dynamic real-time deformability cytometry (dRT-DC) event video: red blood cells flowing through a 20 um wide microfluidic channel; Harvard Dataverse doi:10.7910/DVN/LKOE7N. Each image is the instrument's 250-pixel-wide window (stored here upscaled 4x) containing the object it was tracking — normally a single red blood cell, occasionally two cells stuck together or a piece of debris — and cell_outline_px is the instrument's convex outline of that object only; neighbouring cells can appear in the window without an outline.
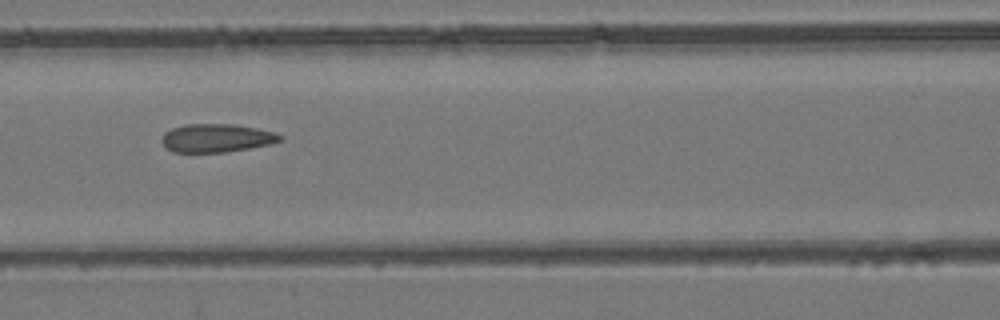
{"species": "common noctule bat (a hibernating species)", "species_latin": "Nyctalus noctula", "temperature_condition": "room temperature", "stored_images_in_passage": 9, "camera_frame_rate_fps": 3000, "um_per_image_px": 0.085, "animal": {"sex": "female", "body_mass_g": 24.6, "forearm_length_mm": 56.2}, "frame": {"image": 1, "passage_image": 7, "time_ms": 7.667, "image_size_px": [1000, 320], "cell_outline_px": [[284, 140], [268, 144], [248, 148], [224, 152], [172, 152], [160, 140], [164, 132], [172, 128], [184, 124], [236, 124], [256, 128], [272, 132], [284, 136]], "centroid_in_image_um": [18.39, 11.72], "position_along_channel_um": 148.2, "area_um2": 19.48}}
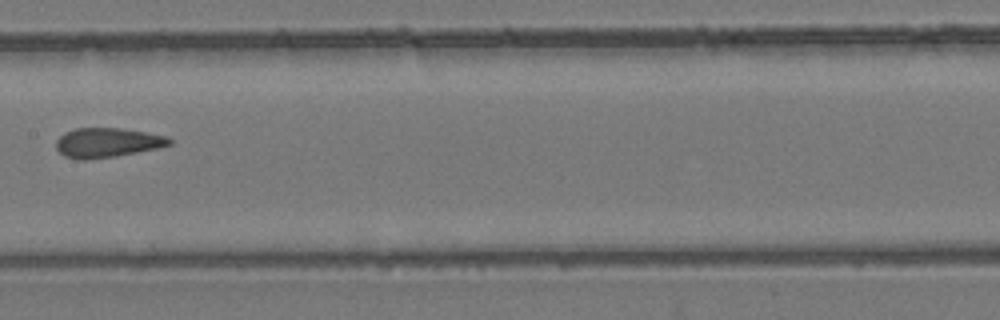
{"frame": {"image": 2, "passage_image": 8, "time_ms": 9.0, "image_size_px": [1000, 320], "cell_outline_px": [[172, 144], [156, 148], [116, 156], [84, 160], [80, 160], [64, 156], [56, 148], [56, 140], [64, 132], [76, 128], [120, 128], [168, 136], [172, 140]], "centroid_in_image_um": [9.09, 12.12], "position_along_channel_um": 198.3, "area_um2": 19.42}}
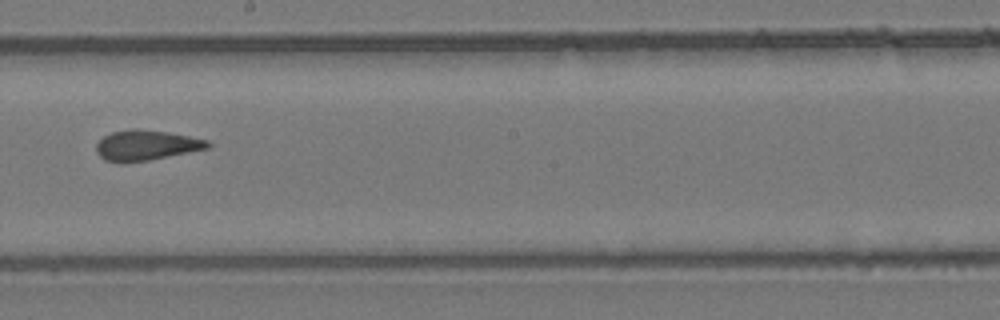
{"frame": {"image": 3, "passage_image": 9, "time_ms": 10.0, "image_size_px": [1000, 320], "cell_outline_px": [[212, 144], [208, 148], [148, 160], [120, 164], [104, 160], [96, 152], [96, 144], [104, 136], [112, 132], [132, 128], [136, 128], [168, 132], [208, 140]], "centroid_in_image_um": [12.38, 12.35], "position_along_channel_um": 235.8, "area_um2": 19.71}}